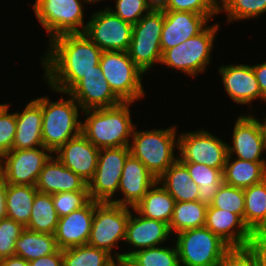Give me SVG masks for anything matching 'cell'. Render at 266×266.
I'll use <instances>...</instances> for the list:
<instances>
[{
    "mask_svg": "<svg viewBox=\"0 0 266 266\" xmlns=\"http://www.w3.org/2000/svg\"><path fill=\"white\" fill-rule=\"evenodd\" d=\"M86 0H36L33 10L38 22L48 33V40L63 34L83 33Z\"/></svg>",
    "mask_w": 266,
    "mask_h": 266,
    "instance_id": "cell-8",
    "label": "cell"
},
{
    "mask_svg": "<svg viewBox=\"0 0 266 266\" xmlns=\"http://www.w3.org/2000/svg\"><path fill=\"white\" fill-rule=\"evenodd\" d=\"M232 145H228V156L246 161H266V145L258 119L253 114L239 115L234 124Z\"/></svg>",
    "mask_w": 266,
    "mask_h": 266,
    "instance_id": "cell-15",
    "label": "cell"
},
{
    "mask_svg": "<svg viewBox=\"0 0 266 266\" xmlns=\"http://www.w3.org/2000/svg\"><path fill=\"white\" fill-rule=\"evenodd\" d=\"M166 10L198 13L211 20L220 14V0H169Z\"/></svg>",
    "mask_w": 266,
    "mask_h": 266,
    "instance_id": "cell-41",
    "label": "cell"
},
{
    "mask_svg": "<svg viewBox=\"0 0 266 266\" xmlns=\"http://www.w3.org/2000/svg\"><path fill=\"white\" fill-rule=\"evenodd\" d=\"M16 114V134L12 149H34L43 146L42 97L32 99Z\"/></svg>",
    "mask_w": 266,
    "mask_h": 266,
    "instance_id": "cell-25",
    "label": "cell"
},
{
    "mask_svg": "<svg viewBox=\"0 0 266 266\" xmlns=\"http://www.w3.org/2000/svg\"><path fill=\"white\" fill-rule=\"evenodd\" d=\"M209 21L207 16L198 13L164 10V25L160 38L162 54L201 33Z\"/></svg>",
    "mask_w": 266,
    "mask_h": 266,
    "instance_id": "cell-19",
    "label": "cell"
},
{
    "mask_svg": "<svg viewBox=\"0 0 266 266\" xmlns=\"http://www.w3.org/2000/svg\"><path fill=\"white\" fill-rule=\"evenodd\" d=\"M208 207L197 201L175 202L169 230L177 234L205 226ZM173 232V233H172Z\"/></svg>",
    "mask_w": 266,
    "mask_h": 266,
    "instance_id": "cell-33",
    "label": "cell"
},
{
    "mask_svg": "<svg viewBox=\"0 0 266 266\" xmlns=\"http://www.w3.org/2000/svg\"><path fill=\"white\" fill-rule=\"evenodd\" d=\"M244 190V223L257 237L266 234V179Z\"/></svg>",
    "mask_w": 266,
    "mask_h": 266,
    "instance_id": "cell-29",
    "label": "cell"
},
{
    "mask_svg": "<svg viewBox=\"0 0 266 266\" xmlns=\"http://www.w3.org/2000/svg\"><path fill=\"white\" fill-rule=\"evenodd\" d=\"M175 202L198 200L199 186L193 182L187 167L177 159L158 179Z\"/></svg>",
    "mask_w": 266,
    "mask_h": 266,
    "instance_id": "cell-28",
    "label": "cell"
},
{
    "mask_svg": "<svg viewBox=\"0 0 266 266\" xmlns=\"http://www.w3.org/2000/svg\"><path fill=\"white\" fill-rule=\"evenodd\" d=\"M175 199L157 181L144 197L131 209L134 214L165 222H171Z\"/></svg>",
    "mask_w": 266,
    "mask_h": 266,
    "instance_id": "cell-27",
    "label": "cell"
},
{
    "mask_svg": "<svg viewBox=\"0 0 266 266\" xmlns=\"http://www.w3.org/2000/svg\"><path fill=\"white\" fill-rule=\"evenodd\" d=\"M98 149L82 133L68 140L53 154L67 168L87 183L92 179L98 162Z\"/></svg>",
    "mask_w": 266,
    "mask_h": 266,
    "instance_id": "cell-20",
    "label": "cell"
},
{
    "mask_svg": "<svg viewBox=\"0 0 266 266\" xmlns=\"http://www.w3.org/2000/svg\"><path fill=\"white\" fill-rule=\"evenodd\" d=\"M135 126L129 145L130 154L139 159L158 179L177 159L176 126L138 131Z\"/></svg>",
    "mask_w": 266,
    "mask_h": 266,
    "instance_id": "cell-3",
    "label": "cell"
},
{
    "mask_svg": "<svg viewBox=\"0 0 266 266\" xmlns=\"http://www.w3.org/2000/svg\"><path fill=\"white\" fill-rule=\"evenodd\" d=\"M266 179V161H246L227 156L223 183L245 189Z\"/></svg>",
    "mask_w": 266,
    "mask_h": 266,
    "instance_id": "cell-26",
    "label": "cell"
},
{
    "mask_svg": "<svg viewBox=\"0 0 266 266\" xmlns=\"http://www.w3.org/2000/svg\"><path fill=\"white\" fill-rule=\"evenodd\" d=\"M122 102L113 107L83 110L81 133L98 149L130 145L136 125L131 120L130 106Z\"/></svg>",
    "mask_w": 266,
    "mask_h": 266,
    "instance_id": "cell-2",
    "label": "cell"
},
{
    "mask_svg": "<svg viewBox=\"0 0 266 266\" xmlns=\"http://www.w3.org/2000/svg\"><path fill=\"white\" fill-rule=\"evenodd\" d=\"M258 122L260 124L261 130H262V134H263V139L266 145V116L264 117L263 121H260L258 119Z\"/></svg>",
    "mask_w": 266,
    "mask_h": 266,
    "instance_id": "cell-52",
    "label": "cell"
},
{
    "mask_svg": "<svg viewBox=\"0 0 266 266\" xmlns=\"http://www.w3.org/2000/svg\"><path fill=\"white\" fill-rule=\"evenodd\" d=\"M25 227L5 217L0 219V260L15 255V242Z\"/></svg>",
    "mask_w": 266,
    "mask_h": 266,
    "instance_id": "cell-42",
    "label": "cell"
},
{
    "mask_svg": "<svg viewBox=\"0 0 266 266\" xmlns=\"http://www.w3.org/2000/svg\"><path fill=\"white\" fill-rule=\"evenodd\" d=\"M48 44L41 64L53 92L67 93L86 74L101 71L103 51L84 33L59 35Z\"/></svg>",
    "mask_w": 266,
    "mask_h": 266,
    "instance_id": "cell-1",
    "label": "cell"
},
{
    "mask_svg": "<svg viewBox=\"0 0 266 266\" xmlns=\"http://www.w3.org/2000/svg\"><path fill=\"white\" fill-rule=\"evenodd\" d=\"M35 187L38 192L51 195L58 192L88 191V183L65 167L54 154L41 170Z\"/></svg>",
    "mask_w": 266,
    "mask_h": 266,
    "instance_id": "cell-24",
    "label": "cell"
},
{
    "mask_svg": "<svg viewBox=\"0 0 266 266\" xmlns=\"http://www.w3.org/2000/svg\"><path fill=\"white\" fill-rule=\"evenodd\" d=\"M113 266H121V265L117 262Z\"/></svg>",
    "mask_w": 266,
    "mask_h": 266,
    "instance_id": "cell-55",
    "label": "cell"
},
{
    "mask_svg": "<svg viewBox=\"0 0 266 266\" xmlns=\"http://www.w3.org/2000/svg\"><path fill=\"white\" fill-rule=\"evenodd\" d=\"M117 259L103 249L84 244L63 250V266H113Z\"/></svg>",
    "mask_w": 266,
    "mask_h": 266,
    "instance_id": "cell-35",
    "label": "cell"
},
{
    "mask_svg": "<svg viewBox=\"0 0 266 266\" xmlns=\"http://www.w3.org/2000/svg\"><path fill=\"white\" fill-rule=\"evenodd\" d=\"M53 152L44 146L12 149L0 157V176L7 184L35 186Z\"/></svg>",
    "mask_w": 266,
    "mask_h": 266,
    "instance_id": "cell-12",
    "label": "cell"
},
{
    "mask_svg": "<svg viewBox=\"0 0 266 266\" xmlns=\"http://www.w3.org/2000/svg\"><path fill=\"white\" fill-rule=\"evenodd\" d=\"M150 10L164 11L167 9L169 0H146Z\"/></svg>",
    "mask_w": 266,
    "mask_h": 266,
    "instance_id": "cell-50",
    "label": "cell"
},
{
    "mask_svg": "<svg viewBox=\"0 0 266 266\" xmlns=\"http://www.w3.org/2000/svg\"><path fill=\"white\" fill-rule=\"evenodd\" d=\"M7 107H9V103L0 104V115Z\"/></svg>",
    "mask_w": 266,
    "mask_h": 266,
    "instance_id": "cell-53",
    "label": "cell"
},
{
    "mask_svg": "<svg viewBox=\"0 0 266 266\" xmlns=\"http://www.w3.org/2000/svg\"><path fill=\"white\" fill-rule=\"evenodd\" d=\"M58 220L59 217L53 205L52 195L37 192L29 223L25 228L35 232L54 234Z\"/></svg>",
    "mask_w": 266,
    "mask_h": 266,
    "instance_id": "cell-34",
    "label": "cell"
},
{
    "mask_svg": "<svg viewBox=\"0 0 266 266\" xmlns=\"http://www.w3.org/2000/svg\"><path fill=\"white\" fill-rule=\"evenodd\" d=\"M180 266H218L231 247L206 226L175 234Z\"/></svg>",
    "mask_w": 266,
    "mask_h": 266,
    "instance_id": "cell-6",
    "label": "cell"
},
{
    "mask_svg": "<svg viewBox=\"0 0 266 266\" xmlns=\"http://www.w3.org/2000/svg\"><path fill=\"white\" fill-rule=\"evenodd\" d=\"M218 73L222 76L224 89L233 102L247 104L249 108L255 99L266 103L251 65H222Z\"/></svg>",
    "mask_w": 266,
    "mask_h": 266,
    "instance_id": "cell-21",
    "label": "cell"
},
{
    "mask_svg": "<svg viewBox=\"0 0 266 266\" xmlns=\"http://www.w3.org/2000/svg\"><path fill=\"white\" fill-rule=\"evenodd\" d=\"M7 107L0 115V157L12 150L16 134V114L9 113Z\"/></svg>",
    "mask_w": 266,
    "mask_h": 266,
    "instance_id": "cell-44",
    "label": "cell"
},
{
    "mask_svg": "<svg viewBox=\"0 0 266 266\" xmlns=\"http://www.w3.org/2000/svg\"><path fill=\"white\" fill-rule=\"evenodd\" d=\"M254 245L261 253L263 265L266 266V234L257 236Z\"/></svg>",
    "mask_w": 266,
    "mask_h": 266,
    "instance_id": "cell-49",
    "label": "cell"
},
{
    "mask_svg": "<svg viewBox=\"0 0 266 266\" xmlns=\"http://www.w3.org/2000/svg\"><path fill=\"white\" fill-rule=\"evenodd\" d=\"M86 1L88 2V4H93V3L100 2L103 0H86Z\"/></svg>",
    "mask_w": 266,
    "mask_h": 266,
    "instance_id": "cell-54",
    "label": "cell"
},
{
    "mask_svg": "<svg viewBox=\"0 0 266 266\" xmlns=\"http://www.w3.org/2000/svg\"><path fill=\"white\" fill-rule=\"evenodd\" d=\"M107 7L123 21L132 25L150 11L146 0H116L115 10L110 6Z\"/></svg>",
    "mask_w": 266,
    "mask_h": 266,
    "instance_id": "cell-43",
    "label": "cell"
},
{
    "mask_svg": "<svg viewBox=\"0 0 266 266\" xmlns=\"http://www.w3.org/2000/svg\"><path fill=\"white\" fill-rule=\"evenodd\" d=\"M164 11L150 10L132 28L129 57L146 74L153 65L161 63V33Z\"/></svg>",
    "mask_w": 266,
    "mask_h": 266,
    "instance_id": "cell-9",
    "label": "cell"
},
{
    "mask_svg": "<svg viewBox=\"0 0 266 266\" xmlns=\"http://www.w3.org/2000/svg\"><path fill=\"white\" fill-rule=\"evenodd\" d=\"M138 266H180L176 244L171 247H150L129 257Z\"/></svg>",
    "mask_w": 266,
    "mask_h": 266,
    "instance_id": "cell-37",
    "label": "cell"
},
{
    "mask_svg": "<svg viewBox=\"0 0 266 266\" xmlns=\"http://www.w3.org/2000/svg\"><path fill=\"white\" fill-rule=\"evenodd\" d=\"M261 90V95L266 100V61L261 64L251 65Z\"/></svg>",
    "mask_w": 266,
    "mask_h": 266,
    "instance_id": "cell-46",
    "label": "cell"
},
{
    "mask_svg": "<svg viewBox=\"0 0 266 266\" xmlns=\"http://www.w3.org/2000/svg\"><path fill=\"white\" fill-rule=\"evenodd\" d=\"M99 203L90 200L81 209L59 218L54 237L60 250L88 243L95 207Z\"/></svg>",
    "mask_w": 266,
    "mask_h": 266,
    "instance_id": "cell-18",
    "label": "cell"
},
{
    "mask_svg": "<svg viewBox=\"0 0 266 266\" xmlns=\"http://www.w3.org/2000/svg\"><path fill=\"white\" fill-rule=\"evenodd\" d=\"M205 226L231 248L249 247L256 240V236L238 214L214 208L212 205L208 206Z\"/></svg>",
    "mask_w": 266,
    "mask_h": 266,
    "instance_id": "cell-17",
    "label": "cell"
},
{
    "mask_svg": "<svg viewBox=\"0 0 266 266\" xmlns=\"http://www.w3.org/2000/svg\"><path fill=\"white\" fill-rule=\"evenodd\" d=\"M38 192L32 185L6 183V217L26 227L29 223L35 195Z\"/></svg>",
    "mask_w": 266,
    "mask_h": 266,
    "instance_id": "cell-30",
    "label": "cell"
},
{
    "mask_svg": "<svg viewBox=\"0 0 266 266\" xmlns=\"http://www.w3.org/2000/svg\"><path fill=\"white\" fill-rule=\"evenodd\" d=\"M54 234L40 233L25 228L14 246L15 255L26 261L50 255L58 250Z\"/></svg>",
    "mask_w": 266,
    "mask_h": 266,
    "instance_id": "cell-31",
    "label": "cell"
},
{
    "mask_svg": "<svg viewBox=\"0 0 266 266\" xmlns=\"http://www.w3.org/2000/svg\"><path fill=\"white\" fill-rule=\"evenodd\" d=\"M245 196L242 188L222 183L219 187L212 206L238 214L244 220Z\"/></svg>",
    "mask_w": 266,
    "mask_h": 266,
    "instance_id": "cell-38",
    "label": "cell"
},
{
    "mask_svg": "<svg viewBox=\"0 0 266 266\" xmlns=\"http://www.w3.org/2000/svg\"><path fill=\"white\" fill-rule=\"evenodd\" d=\"M30 266H63V250L40 257L29 262Z\"/></svg>",
    "mask_w": 266,
    "mask_h": 266,
    "instance_id": "cell-45",
    "label": "cell"
},
{
    "mask_svg": "<svg viewBox=\"0 0 266 266\" xmlns=\"http://www.w3.org/2000/svg\"><path fill=\"white\" fill-rule=\"evenodd\" d=\"M121 266H138L129 257L117 260Z\"/></svg>",
    "mask_w": 266,
    "mask_h": 266,
    "instance_id": "cell-51",
    "label": "cell"
},
{
    "mask_svg": "<svg viewBox=\"0 0 266 266\" xmlns=\"http://www.w3.org/2000/svg\"><path fill=\"white\" fill-rule=\"evenodd\" d=\"M89 191L58 192L52 194V201L58 217L81 209L89 201Z\"/></svg>",
    "mask_w": 266,
    "mask_h": 266,
    "instance_id": "cell-39",
    "label": "cell"
},
{
    "mask_svg": "<svg viewBox=\"0 0 266 266\" xmlns=\"http://www.w3.org/2000/svg\"><path fill=\"white\" fill-rule=\"evenodd\" d=\"M219 27L218 23L208 25L198 35L167 49L162 54L160 65H166L192 77L205 72L211 63V53Z\"/></svg>",
    "mask_w": 266,
    "mask_h": 266,
    "instance_id": "cell-5",
    "label": "cell"
},
{
    "mask_svg": "<svg viewBox=\"0 0 266 266\" xmlns=\"http://www.w3.org/2000/svg\"><path fill=\"white\" fill-rule=\"evenodd\" d=\"M133 25L123 21L108 7L94 11L83 32L103 52L128 51Z\"/></svg>",
    "mask_w": 266,
    "mask_h": 266,
    "instance_id": "cell-14",
    "label": "cell"
},
{
    "mask_svg": "<svg viewBox=\"0 0 266 266\" xmlns=\"http://www.w3.org/2000/svg\"><path fill=\"white\" fill-rule=\"evenodd\" d=\"M220 13H227V23L247 20L266 13V0H220Z\"/></svg>",
    "mask_w": 266,
    "mask_h": 266,
    "instance_id": "cell-36",
    "label": "cell"
},
{
    "mask_svg": "<svg viewBox=\"0 0 266 266\" xmlns=\"http://www.w3.org/2000/svg\"><path fill=\"white\" fill-rule=\"evenodd\" d=\"M130 207L100 202L95 207L88 245L103 249L119 260L122 253L112 252L118 241H124Z\"/></svg>",
    "mask_w": 266,
    "mask_h": 266,
    "instance_id": "cell-10",
    "label": "cell"
},
{
    "mask_svg": "<svg viewBox=\"0 0 266 266\" xmlns=\"http://www.w3.org/2000/svg\"><path fill=\"white\" fill-rule=\"evenodd\" d=\"M178 138V159L181 162L203 163L224 170L228 156V143L224 140L205 129L179 133Z\"/></svg>",
    "mask_w": 266,
    "mask_h": 266,
    "instance_id": "cell-11",
    "label": "cell"
},
{
    "mask_svg": "<svg viewBox=\"0 0 266 266\" xmlns=\"http://www.w3.org/2000/svg\"><path fill=\"white\" fill-rule=\"evenodd\" d=\"M64 95H71L82 111L113 107L123 102L112 91L102 70L86 74Z\"/></svg>",
    "mask_w": 266,
    "mask_h": 266,
    "instance_id": "cell-16",
    "label": "cell"
},
{
    "mask_svg": "<svg viewBox=\"0 0 266 266\" xmlns=\"http://www.w3.org/2000/svg\"><path fill=\"white\" fill-rule=\"evenodd\" d=\"M218 266H264L261 253L255 245L231 248Z\"/></svg>",
    "mask_w": 266,
    "mask_h": 266,
    "instance_id": "cell-40",
    "label": "cell"
},
{
    "mask_svg": "<svg viewBox=\"0 0 266 266\" xmlns=\"http://www.w3.org/2000/svg\"><path fill=\"white\" fill-rule=\"evenodd\" d=\"M182 163L187 167L193 182L199 186L198 201L207 207L211 206L219 187L223 183V171L203 163Z\"/></svg>",
    "mask_w": 266,
    "mask_h": 266,
    "instance_id": "cell-32",
    "label": "cell"
},
{
    "mask_svg": "<svg viewBox=\"0 0 266 266\" xmlns=\"http://www.w3.org/2000/svg\"><path fill=\"white\" fill-rule=\"evenodd\" d=\"M103 76L112 91L123 102H135L145 95L142 77L145 73L133 62L127 51H105L100 58Z\"/></svg>",
    "mask_w": 266,
    "mask_h": 266,
    "instance_id": "cell-7",
    "label": "cell"
},
{
    "mask_svg": "<svg viewBox=\"0 0 266 266\" xmlns=\"http://www.w3.org/2000/svg\"><path fill=\"white\" fill-rule=\"evenodd\" d=\"M57 102L42 97V140L43 146L53 153L68 140L81 134L82 121L79 120L81 107L69 95ZM65 99V100H64Z\"/></svg>",
    "mask_w": 266,
    "mask_h": 266,
    "instance_id": "cell-4",
    "label": "cell"
},
{
    "mask_svg": "<svg viewBox=\"0 0 266 266\" xmlns=\"http://www.w3.org/2000/svg\"><path fill=\"white\" fill-rule=\"evenodd\" d=\"M0 266H30L29 262L19 256H10L0 260Z\"/></svg>",
    "mask_w": 266,
    "mask_h": 266,
    "instance_id": "cell-47",
    "label": "cell"
},
{
    "mask_svg": "<svg viewBox=\"0 0 266 266\" xmlns=\"http://www.w3.org/2000/svg\"><path fill=\"white\" fill-rule=\"evenodd\" d=\"M169 236L171 233L167 223L146 218L140 214L134 216L130 210L124 242L133 246L134 250L121 252L122 258L130 257L142 249L164 245Z\"/></svg>",
    "mask_w": 266,
    "mask_h": 266,
    "instance_id": "cell-23",
    "label": "cell"
},
{
    "mask_svg": "<svg viewBox=\"0 0 266 266\" xmlns=\"http://www.w3.org/2000/svg\"><path fill=\"white\" fill-rule=\"evenodd\" d=\"M5 198H6V182L0 176V219L6 217Z\"/></svg>",
    "mask_w": 266,
    "mask_h": 266,
    "instance_id": "cell-48",
    "label": "cell"
},
{
    "mask_svg": "<svg viewBox=\"0 0 266 266\" xmlns=\"http://www.w3.org/2000/svg\"><path fill=\"white\" fill-rule=\"evenodd\" d=\"M157 182V178L146 166L131 154L124 163L118 191L122 199L113 200L111 203L133 208Z\"/></svg>",
    "mask_w": 266,
    "mask_h": 266,
    "instance_id": "cell-22",
    "label": "cell"
},
{
    "mask_svg": "<svg viewBox=\"0 0 266 266\" xmlns=\"http://www.w3.org/2000/svg\"><path fill=\"white\" fill-rule=\"evenodd\" d=\"M129 155V146L100 149L96 171L88 182L91 200L99 202L114 200L113 197L119 189L124 163Z\"/></svg>",
    "mask_w": 266,
    "mask_h": 266,
    "instance_id": "cell-13",
    "label": "cell"
}]
</instances>
